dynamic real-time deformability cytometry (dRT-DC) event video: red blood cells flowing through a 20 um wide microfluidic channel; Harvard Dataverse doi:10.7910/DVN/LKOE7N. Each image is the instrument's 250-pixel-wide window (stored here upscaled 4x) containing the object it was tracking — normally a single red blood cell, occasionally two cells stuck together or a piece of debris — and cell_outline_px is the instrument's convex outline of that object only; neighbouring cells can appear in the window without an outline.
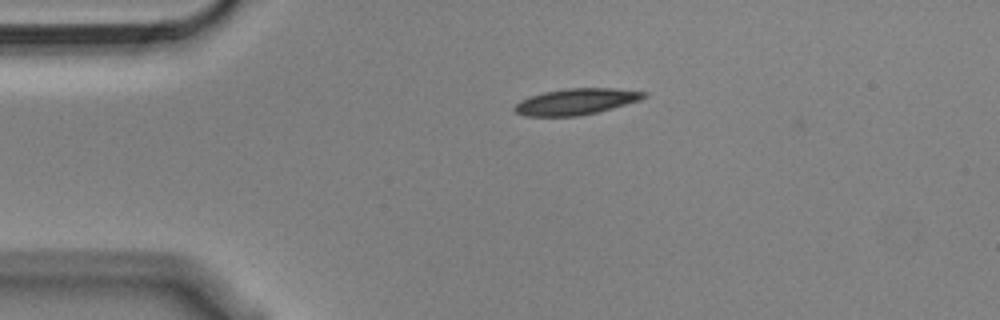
{"species": "Egyptian fruit bat (a non-hibernating species)", "species_latin": "Rousettus aegyptiacus", "temperature_condition": "cold", "stored_images_in_passage": 3, "camera_frame_rate_fps": 3000, "um_per_image_px": 0.085, "animal": {"sex": "male"}, "frame": {"image": 1, "passage_image": 1, "time_ms": 0.0, "image_size_px": [1000, 320], "cell_outline_px": [[648, 96], [640, 100], [596, 112], [580, 116], [524, 116], [516, 112], [512, 108], [520, 100], [528, 96], [544, 92], [564, 88], [612, 88], [648, 92]], "centroid_in_image_um": [48.94, 8.63], "position_along_channel_um": 36.1, "area_um2": 19.77}}